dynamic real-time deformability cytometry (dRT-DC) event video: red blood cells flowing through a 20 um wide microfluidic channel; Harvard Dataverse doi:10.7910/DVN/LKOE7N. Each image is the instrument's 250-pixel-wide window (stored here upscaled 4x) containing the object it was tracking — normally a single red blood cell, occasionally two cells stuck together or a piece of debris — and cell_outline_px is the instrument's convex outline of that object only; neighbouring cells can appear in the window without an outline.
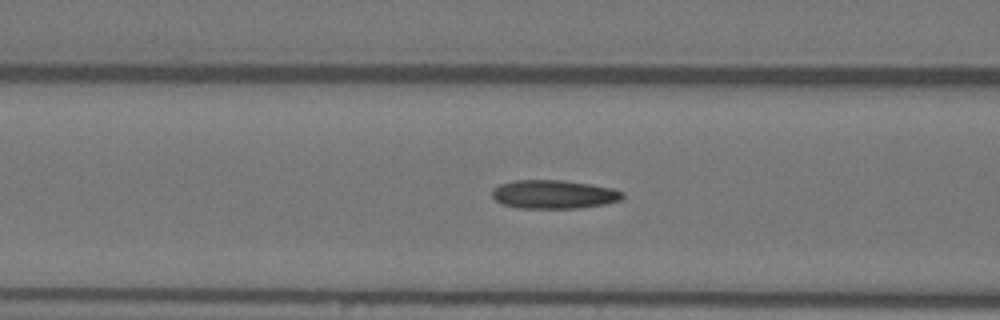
{"species": "Egyptian fruit bat (a non-hibernating species)", "species_latin": "Rousettus aegyptiacus", "temperature_condition": "warm", "stored_images_in_passage": 51, "camera_frame_rate_fps": 3000, "um_per_image_px": 0.085, "animal": {"sex": "female"}, "frame": {"image": 1, "passage_image": 22, "time_ms": 7.0, "image_size_px": [1000, 320], "cell_outline_px": [[624, 196], [620, 200], [604, 204], [580, 208], [520, 208], [500, 204], [492, 196], [492, 188], [500, 184], [516, 180], [564, 180], [612, 188], [624, 192]], "centroid_in_image_um": [47.05, 16.52], "position_along_channel_um": 119.5, "area_um2": 21.79}}
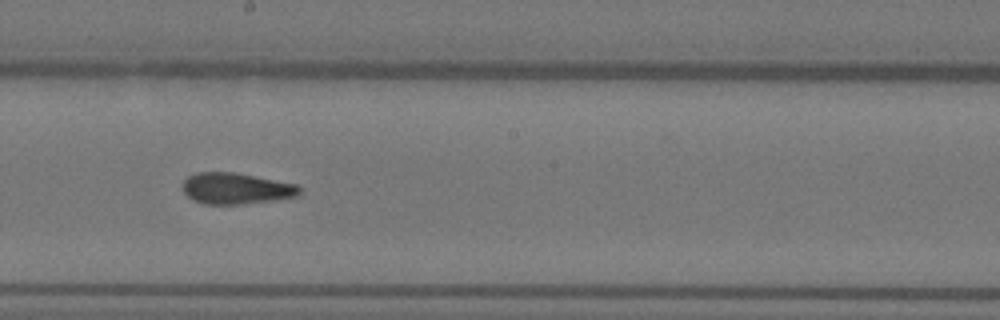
{"frame": {"image": 2, "passage_image": 31, "time_ms": 10.0, "image_size_px": [1000, 320], "cell_outline_px": [[300, 196], [276, 200], [240, 204], [204, 204], [192, 200], [180, 188], [180, 184], [188, 176], [196, 172], [232, 172], [296, 184], [300, 188]], "centroid_in_image_um": [20.02, 16.03], "position_along_channel_um": 228.2, "area_um2": 21.39}}
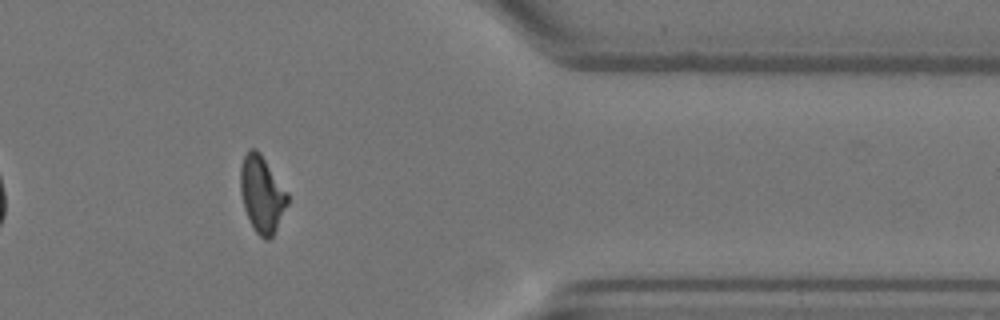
{"frame": {"image": 3, "passage_image": 46, "time_ms": 15.0, "image_size_px": [1000, 320], "cell_outline_px": [[288, 204], [272, 236], [268, 240], [264, 240], [252, 228], [244, 208], [240, 192], [240, 168], [244, 156], [248, 148], [256, 148], [260, 152], [288, 192]], "centroid_in_image_um": [22.25, 16.49], "position_along_channel_um": 389.2, "area_um2": 21.15}, "authors_computed_cell_mechanics": {"area_um2": 21.1548, "velocity_mm_per_s": 3.623, "shape_relaxation_time_tau1_ms": null, "shape_relaxation_time_tau2_ms": 1.7801, "deformation_change_tau1": null, "deformation_change_tau2": 0.0941}}